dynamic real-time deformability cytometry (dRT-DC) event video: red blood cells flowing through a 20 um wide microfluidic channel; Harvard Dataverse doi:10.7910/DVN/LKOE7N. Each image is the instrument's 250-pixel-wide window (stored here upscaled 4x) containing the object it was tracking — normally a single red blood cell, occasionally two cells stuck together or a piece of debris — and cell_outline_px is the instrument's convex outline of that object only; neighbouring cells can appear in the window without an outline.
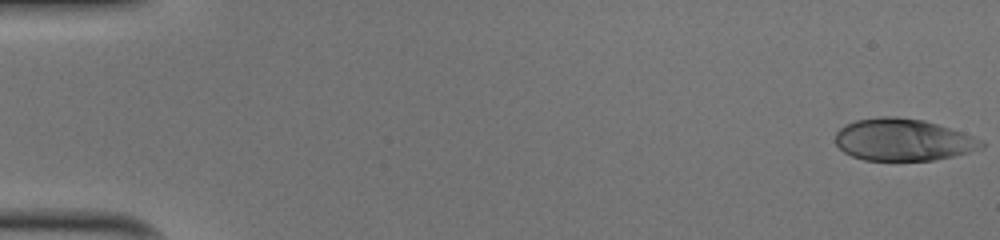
{"species": "human", "species_latin": "Homo sapiens", "temperature_condition": "cold", "stored_images_in_passage": 51, "camera_frame_rate_fps": 3000, "um_per_image_px": 0.085, "donor": {"sex": "male"}, "frame": {"image": 1, "passage_image": 1, "time_ms": 0.0, "image_size_px": [1000, 240], "cell_outline_px": [[984, 148], [952, 156], [932, 160], [864, 160], [852, 156], [844, 152], [836, 144], [836, 132], [840, 128], [856, 120], [880, 116], [896, 116], [924, 120], [984, 140]], "centroid_in_image_um": [76.75, 11.88], "position_along_channel_um": 8.3, "area_um2": 35.55}}
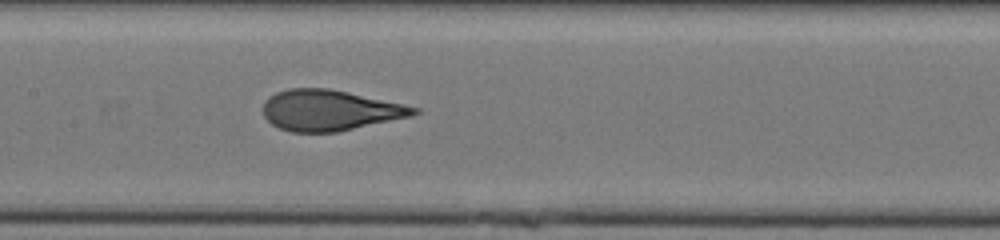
{"frame": {"image": 2, "passage_image": 26, "time_ms": 8.333, "image_size_px": [1000, 240], "cell_outline_px": [[420, 112], [412, 116], [336, 132], [292, 132], [280, 128], [272, 124], [264, 116], [264, 100], [268, 96], [276, 92], [288, 88], [328, 88], [348, 92], [404, 104], [420, 108]], "centroid_in_image_um": [28.03, 9.37], "position_along_channel_um": 179.4, "area_um2": 35.72}}
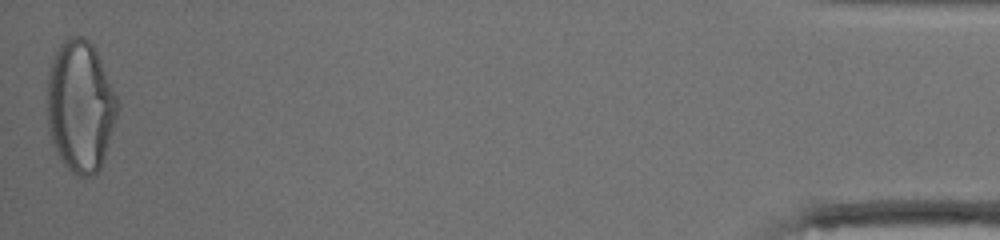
{"frame": {"image": 3, "passage_image": 51, "time_ms": 16.667, "image_size_px": [1000, 240], "cell_outline_px": [[120, 108], [100, 168], [92, 176], [76, 176], [64, 164], [56, 152], [48, 132], [48, 68], [60, 44], [68, 36], [84, 36], [96, 48], [120, 104]], "centroid_in_image_um": [6.84, 9.01], "position_along_channel_um": 428.4, "area_um2": 54.16}, "authors_computed_cell_mechanics": {"area_um2": 36.125, "velocity_mm_per_s": 4.0298, "shape_relaxation_time_tau1_ms": 5.6767, "shape_relaxation_time_tau2_ms": null, "deformation_change_tau1": 0.2429, "deformation_change_tau2": null}}